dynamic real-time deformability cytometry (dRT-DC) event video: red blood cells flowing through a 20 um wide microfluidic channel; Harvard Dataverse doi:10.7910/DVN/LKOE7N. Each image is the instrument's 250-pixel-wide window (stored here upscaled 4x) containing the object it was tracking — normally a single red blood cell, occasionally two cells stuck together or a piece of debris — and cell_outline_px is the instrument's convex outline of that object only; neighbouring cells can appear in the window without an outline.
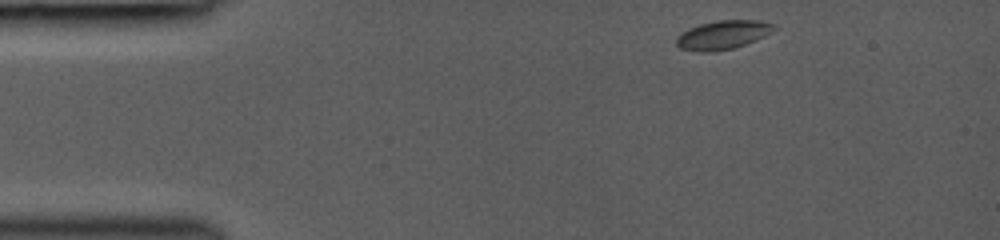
{"species": "common noctule bat (a hibernating species)", "species_latin": "Nyctalus noctula", "temperature_condition": "room temperature", "stored_images_in_passage": 13, "camera_frame_rate_fps": 3000, "um_per_image_px": 0.085, "animal": {"sex": "female", "body_mass_g": 19.0, "forearm_length_mm": 53.3}, "frame": {"image": 1, "passage_image": 1, "time_ms": 0.0, "image_size_px": [1000, 240], "cell_outline_px": [[776, 28], [772, 32], [756, 40], [732, 48], [712, 52], [696, 52], [680, 48], [676, 44], [676, 36], [680, 32], [688, 28], [700, 24], [716, 20], [760, 20], [776, 24]], "centroid_in_image_um": [61.42, 2.96], "position_along_channel_um": 23.6, "area_um2": 16.59}}
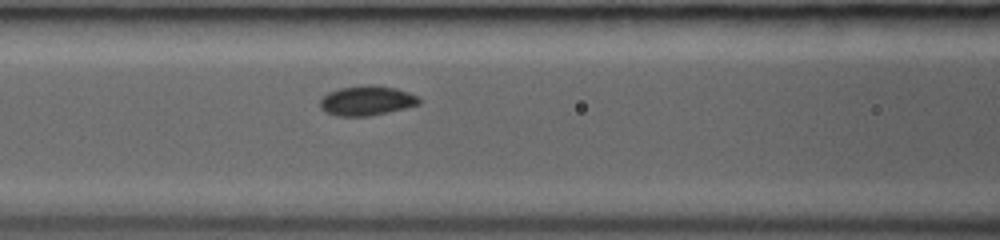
{"frame": {"image": 2, "passage_image": 10, "time_ms": 4.333, "image_size_px": [1000, 240], "cell_outline_px": [[420, 104], [388, 112], [368, 116], [336, 116], [324, 112], [320, 108], [320, 100], [328, 92], [340, 88], [364, 84], [372, 84], [396, 88], [408, 92], [416, 96], [420, 100]], "centroid_in_image_um": [31.14, 8.55], "position_along_channel_um": 135.5, "area_um2": 17.22}}
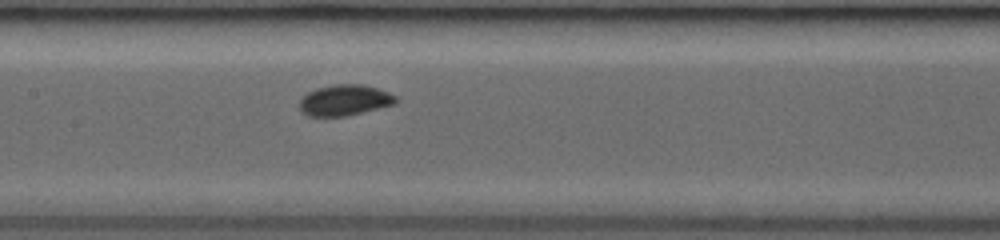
{"frame": {"image": 3, "passage_image": 13, "time_ms": 5.333, "image_size_px": [1000, 240], "cell_outline_px": [[396, 104], [344, 116], [308, 116], [300, 112], [300, 100], [308, 92], [316, 88], [336, 84], [364, 84], [388, 92], [396, 96]], "centroid_in_image_um": [29.28, 8.51], "position_along_channel_um": 178.1, "area_um2": 17.22}}